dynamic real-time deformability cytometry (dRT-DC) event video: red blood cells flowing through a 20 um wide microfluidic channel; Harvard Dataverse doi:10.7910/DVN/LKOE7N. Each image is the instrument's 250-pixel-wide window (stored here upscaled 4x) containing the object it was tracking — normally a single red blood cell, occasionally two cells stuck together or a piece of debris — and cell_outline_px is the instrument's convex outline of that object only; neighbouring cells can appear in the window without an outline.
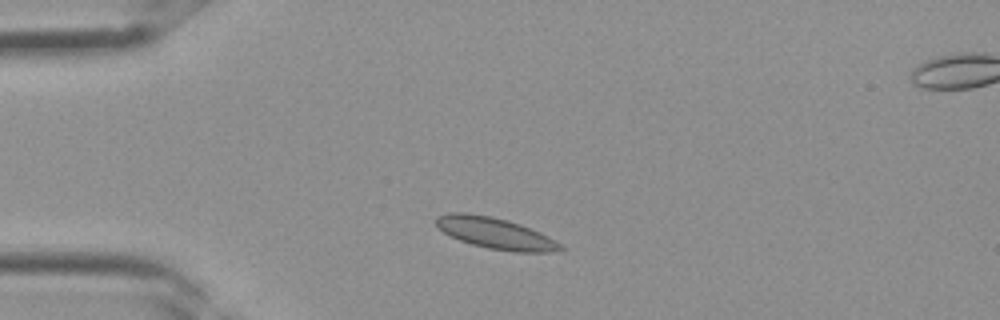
{"species": "Egyptian fruit bat (a non-hibernating species)", "species_latin": "Rousettus aegyptiacus", "temperature_condition": "room temperature", "stored_images_in_passage": 3, "camera_frame_rate_fps": 3000, "um_per_image_px": 0.085, "frame": {"image": 1, "passage_image": 2, "time_ms": 0.333, "image_size_px": [1000, 320], "cell_outline_px": [[564, 248], [548, 252], [516, 252], [488, 248], [472, 244], [460, 240], [444, 232], [436, 224], [436, 216], [448, 212], [468, 212], [492, 216], [508, 220], [520, 224], [540, 232], [548, 236], [560, 244]], "centroid_in_image_um": [42.08, 19.8], "position_along_channel_um": 42.9, "area_um2": 22.48}}